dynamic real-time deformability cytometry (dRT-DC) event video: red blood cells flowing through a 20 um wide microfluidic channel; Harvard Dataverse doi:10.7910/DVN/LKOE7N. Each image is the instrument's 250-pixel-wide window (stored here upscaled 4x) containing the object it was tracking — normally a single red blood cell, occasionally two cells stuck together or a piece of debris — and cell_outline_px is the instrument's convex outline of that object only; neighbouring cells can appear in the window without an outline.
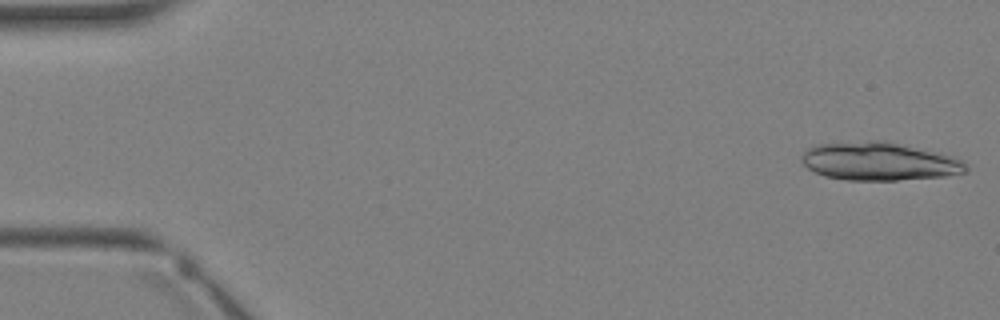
{"species": "Egyptian fruit bat (a non-hibernating species)", "species_latin": "Rousettus aegyptiacus", "temperature_condition": "warm", "stored_images_in_passage": 3, "camera_frame_rate_fps": 3000, "um_per_image_px": 0.085, "animal": {"sex": "female"}, "frame": {"image": 1, "passage_image": 3, "time_ms": 2.333, "image_size_px": [1000, 320], "cell_outline_px": [[968, 172], [944, 176], [896, 180], [844, 180], [824, 176], [808, 168], [800, 160], [800, 156], [808, 148], [816, 144], [868, 140], [884, 140], [952, 156], [960, 160], [968, 168]], "centroid_in_image_um": [74.68, 13.71], "position_along_channel_um": 10.3, "area_um2": 36.53}}